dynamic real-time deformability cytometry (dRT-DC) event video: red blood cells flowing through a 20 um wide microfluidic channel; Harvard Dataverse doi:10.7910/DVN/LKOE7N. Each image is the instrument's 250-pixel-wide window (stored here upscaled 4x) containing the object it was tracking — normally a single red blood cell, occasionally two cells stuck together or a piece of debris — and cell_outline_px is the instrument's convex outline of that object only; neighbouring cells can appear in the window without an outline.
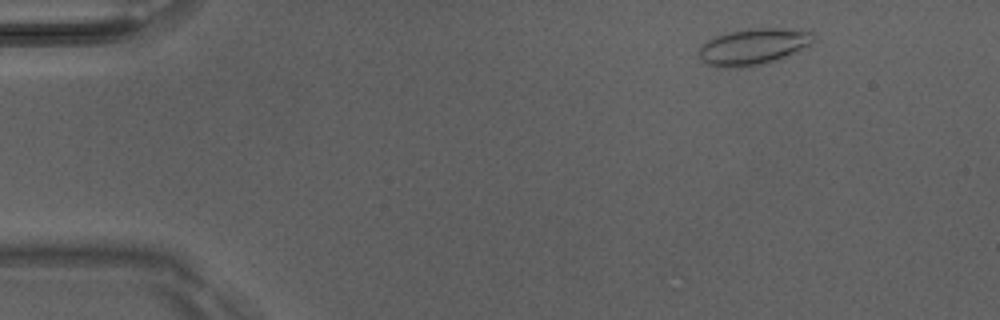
{"species": "Egyptian fruit bat (a non-hibernating species)", "species_latin": "Rousettus aegyptiacus", "temperature_condition": "room temperature", "stored_images_in_passage": 7, "camera_frame_rate_fps": 3000, "um_per_image_px": 0.085, "animal": {"sex": "male"}, "frame": {"image": 1, "passage_image": 1, "time_ms": 0.0, "image_size_px": [1000, 320], "cell_outline_px": [[816, 40], [812, 44], [784, 60], [764, 64], [736, 68], [716, 68], [700, 60], [696, 56], [700, 48], [708, 40], [716, 36], [728, 32], [752, 28], [800, 28], [812, 32], [816, 36]], "centroid_in_image_um": [64.12, 3.98], "position_along_channel_um": 20.9, "area_um2": 25.26}}